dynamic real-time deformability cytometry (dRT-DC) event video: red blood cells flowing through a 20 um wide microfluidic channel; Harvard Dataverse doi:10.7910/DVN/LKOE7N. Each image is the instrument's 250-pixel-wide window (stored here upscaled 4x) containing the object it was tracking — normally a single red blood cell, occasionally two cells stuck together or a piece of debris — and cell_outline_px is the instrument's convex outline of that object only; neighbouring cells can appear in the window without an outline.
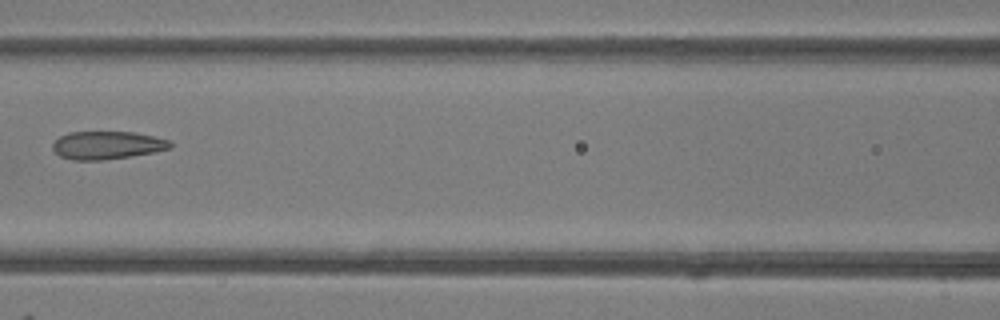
{"species": "common noctule bat (a hibernating species)", "species_latin": "Nyctalus noctula", "temperature_condition": "room temperature", "stored_images_in_passage": 7, "camera_frame_rate_fps": 3000, "um_per_image_px": 0.085, "animal": {"sex": "female"}, "frame": {"image": 1, "passage_image": 6, "time_ms": 6.667, "image_size_px": [1000, 320], "cell_outline_px": [[172, 148], [132, 156], [104, 160], [72, 160], [60, 156], [52, 148], [52, 144], [60, 136], [68, 132], [136, 132], [168, 140], [172, 144]], "centroid_in_image_um": [9.09, 12.34], "position_along_channel_um": 157.5, "area_um2": 19.13}}
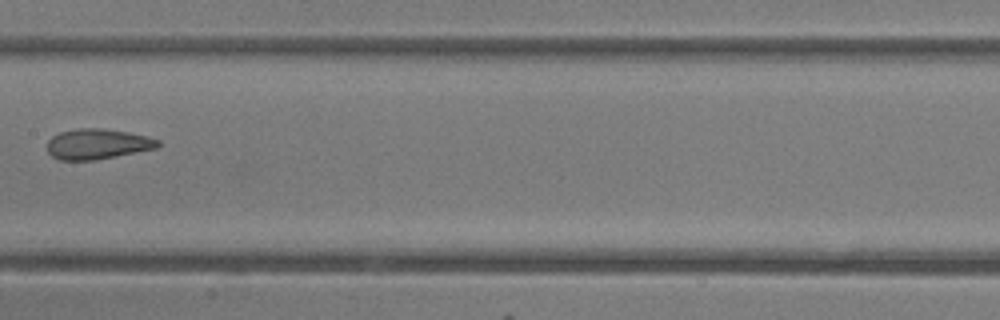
{"frame": {"image": 2, "passage_image": 7, "time_ms": 7.667, "image_size_px": [1000, 320], "cell_outline_px": [[160, 144], [156, 148], [92, 160], [60, 160], [52, 156], [48, 152], [48, 140], [52, 136], [60, 132], [76, 128], [104, 128], [128, 132], [148, 136], [160, 140]], "centroid_in_image_um": [8.27, 12.22], "position_along_channel_um": 199.1, "area_um2": 19.48}}